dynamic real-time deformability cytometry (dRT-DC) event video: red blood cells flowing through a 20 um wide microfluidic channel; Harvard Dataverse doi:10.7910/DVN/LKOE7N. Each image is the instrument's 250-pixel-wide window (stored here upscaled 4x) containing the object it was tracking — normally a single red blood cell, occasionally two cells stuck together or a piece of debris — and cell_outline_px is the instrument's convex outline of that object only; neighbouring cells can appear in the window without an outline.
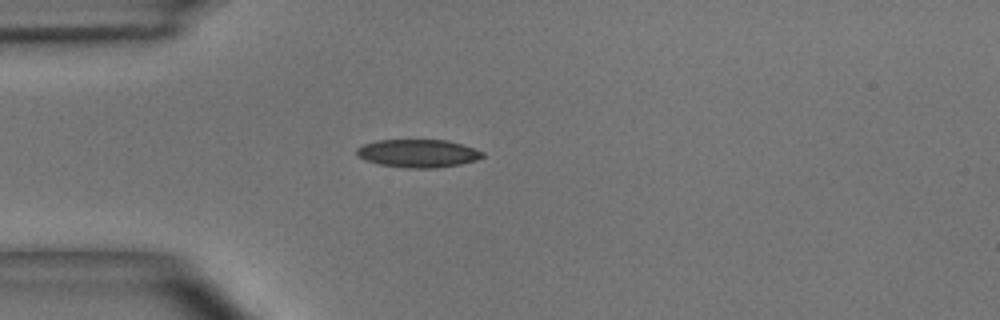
{"species": "common noctule bat (a hibernating species)", "species_latin": "Nyctalus noctula", "temperature_condition": "room temperature", "stored_images_in_passage": 2, "camera_frame_rate_fps": 3000, "um_per_image_px": 0.085, "animal": {"sex": "male", "body_mass_g": 15.6}, "frame": {"image": 1, "passage_image": 2, "time_ms": 0.333, "image_size_px": [1000, 320], "cell_outline_px": [[484, 156], [476, 160], [460, 164], [436, 168], [404, 168], [380, 164], [364, 160], [356, 156], [356, 148], [364, 144], [376, 140], [448, 140], [484, 152]], "centroid_in_image_um": [35.49, 13.04], "position_along_channel_um": 49.5, "area_um2": 20.58}}